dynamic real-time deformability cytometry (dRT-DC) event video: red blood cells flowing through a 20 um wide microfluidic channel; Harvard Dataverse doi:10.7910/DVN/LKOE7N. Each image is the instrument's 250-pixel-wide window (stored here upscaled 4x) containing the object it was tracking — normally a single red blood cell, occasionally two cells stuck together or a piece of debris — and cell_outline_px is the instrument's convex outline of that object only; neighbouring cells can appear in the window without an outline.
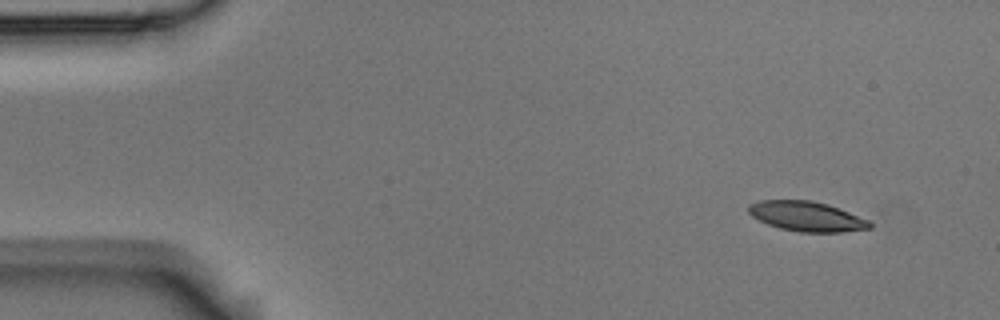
{"species": "Egyptian fruit bat (a non-hibernating species)", "species_latin": "Rousettus aegyptiacus", "temperature_condition": "room temperature", "stored_images_in_passage": 4, "camera_frame_rate_fps": 3000, "um_per_image_px": 0.085, "animal": {"sex": "male"}, "frame": {"image": 1, "passage_image": 1, "time_ms": 0.0, "image_size_px": [1000, 320], "cell_outline_px": [[872, 228], [844, 232], [800, 232], [780, 228], [768, 224], [752, 216], [748, 212], [748, 204], [760, 200], [812, 200], [828, 204], [868, 220], [872, 224]], "centroid_in_image_um": [68.56, 18.39], "position_along_channel_um": 16.4, "area_um2": 21.04}}
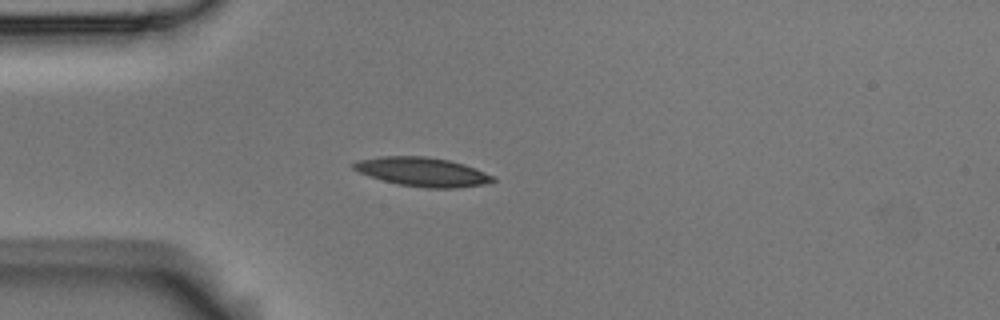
{"frame": {"image": 2, "passage_image": 4, "time_ms": 1.0, "image_size_px": [1000, 320], "cell_outline_px": [[496, 180], [488, 184], [456, 188], [424, 188], [396, 184], [368, 176], [352, 168], [352, 164], [356, 160], [380, 156], [424, 156], [448, 160], [464, 164], [476, 168], [496, 176]], "centroid_in_image_um": [35.93, 14.61], "position_along_channel_um": 49.1, "area_um2": 23.87}}